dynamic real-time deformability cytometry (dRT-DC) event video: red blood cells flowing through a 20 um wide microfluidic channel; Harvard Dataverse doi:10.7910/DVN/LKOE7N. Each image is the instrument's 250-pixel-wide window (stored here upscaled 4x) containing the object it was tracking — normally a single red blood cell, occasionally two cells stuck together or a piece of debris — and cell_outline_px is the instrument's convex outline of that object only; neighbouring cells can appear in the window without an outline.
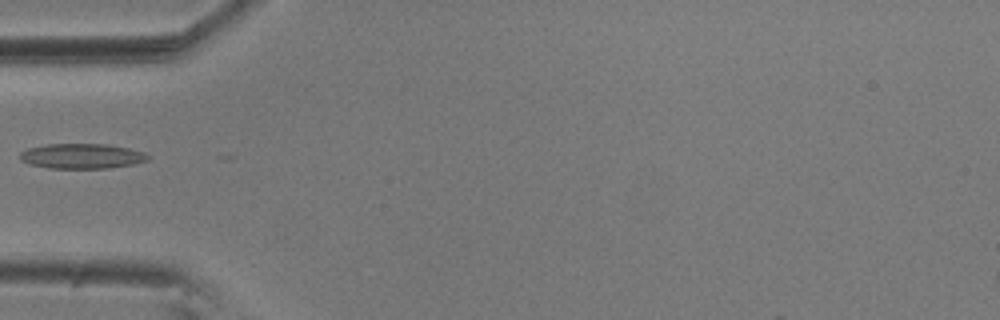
{"species": "common noctule bat (a hibernating species)", "species_latin": "Nyctalus noctula", "temperature_condition": "room temperature", "stored_images_in_passage": 8, "camera_frame_rate_fps": 3000, "um_per_image_px": 0.085, "animal": {"sex": "male", "body_mass_g": 20.5, "forearm_length_mm": 52.5}, "frame": {"image": 1, "passage_image": 1, "time_ms": 0.0, "image_size_px": [1000, 320], "cell_outline_px": [[148, 160], [132, 164], [108, 168], [48, 168], [32, 164], [20, 160], [20, 152], [28, 148], [48, 144], [108, 144], [128, 148], [144, 152], [148, 156]], "centroid_in_image_um": [6.95, 13.26], "position_along_channel_um": 78.1, "area_um2": 18.5}}
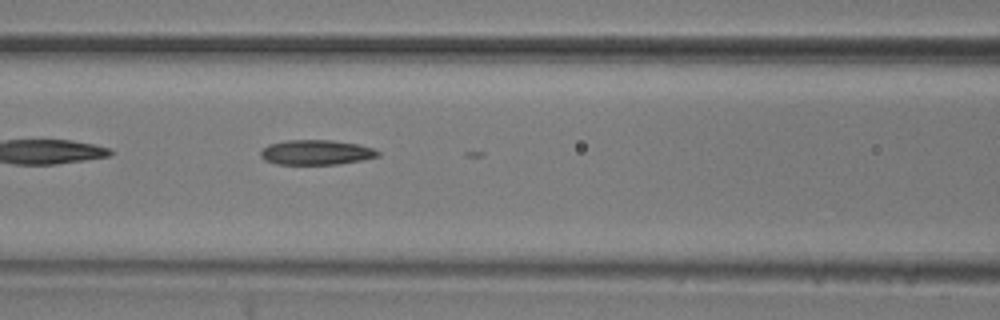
{"frame": {"image": 2, "passage_image": 6, "time_ms": 1.667, "image_size_px": [1000, 320], "cell_outline_px": [[380, 156], [360, 160], [336, 164], [276, 164], [264, 160], [260, 156], [260, 152], [268, 144], [288, 140], [332, 140], [360, 144], [372, 148], [380, 152]], "centroid_in_image_um": [26.87, 12.94], "position_along_channel_um": 139.7, "area_um2": 16.99}}